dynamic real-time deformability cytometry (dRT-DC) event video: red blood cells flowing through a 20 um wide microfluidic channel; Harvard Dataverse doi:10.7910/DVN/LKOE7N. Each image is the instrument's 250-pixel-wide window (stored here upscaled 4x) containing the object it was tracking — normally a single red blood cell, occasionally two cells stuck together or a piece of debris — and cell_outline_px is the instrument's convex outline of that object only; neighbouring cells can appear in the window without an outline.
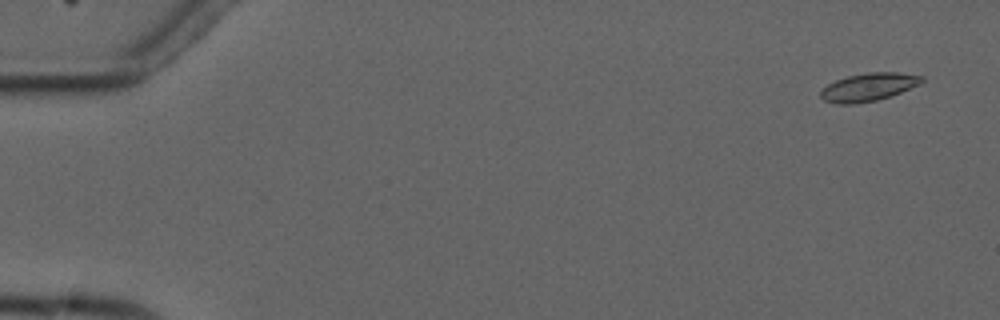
{"species": "common noctule bat (a hibernating species)", "species_latin": "Nyctalus noctula", "temperature_condition": "cold", "stored_images_in_passage": 3, "camera_frame_rate_fps": 3000, "um_per_image_px": 0.085, "animal": {"sex": "male", "forearm_length_mm": 52.5}, "frame": {"image": 1, "passage_image": 1, "time_ms": 0.0, "image_size_px": [1000, 320], "cell_outline_px": [[924, 80], [920, 84], [900, 92], [876, 100], [852, 104], [836, 104], [824, 100], [820, 96], [820, 92], [828, 84], [836, 80], [848, 76], [868, 72], [896, 72], [924, 76]], "centroid_in_image_um": [73.82, 7.39], "position_along_channel_um": 11.2, "area_um2": 16.3}}